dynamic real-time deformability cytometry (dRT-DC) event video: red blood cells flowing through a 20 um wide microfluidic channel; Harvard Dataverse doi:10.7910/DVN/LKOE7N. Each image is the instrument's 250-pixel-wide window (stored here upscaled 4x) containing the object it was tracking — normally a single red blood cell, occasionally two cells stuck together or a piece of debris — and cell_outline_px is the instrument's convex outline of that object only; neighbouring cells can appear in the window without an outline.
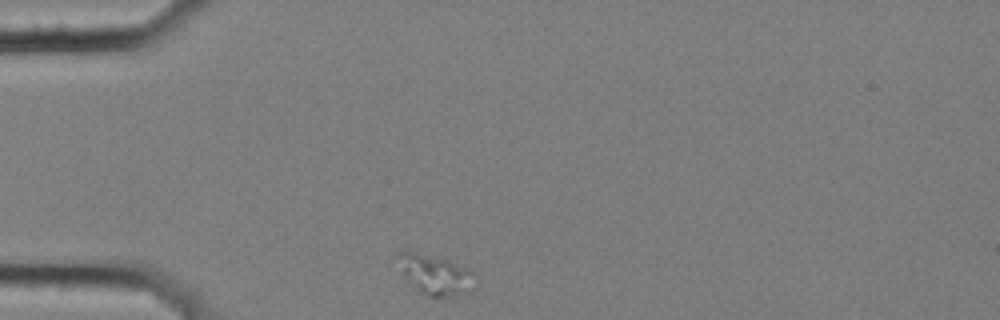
{"species": "common noctule bat (a hibernating species)", "species_latin": "Nyctalus noctula", "temperature_condition": "cold", "stored_images_in_passage": 42, "camera_frame_rate_fps": 3000, "um_per_image_px": 0.085, "animal": {"sex": "female", "body_mass_g": 25.1}, "frame": {"image": 1, "passage_image": 1, "time_ms": 0.0, "image_size_px": [1000, 320], "cell_outline_px": [[476, 288], [468, 292], [452, 296], [432, 296], [420, 292], [404, 276], [392, 256], [400, 252], [412, 252], [444, 260], [468, 268], [472, 272]], "centroid_in_image_um": [36.96, 23.35], "position_along_channel_um": 48.0, "area_um2": 17.51}}
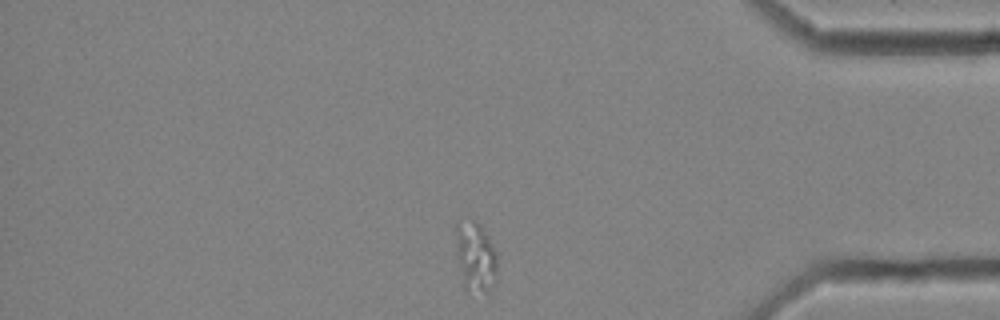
{"frame": {"image": 2, "passage_image": 36, "time_ms": 11.667, "image_size_px": [1000, 320], "cell_outline_px": [[496, 276], [488, 292], [484, 292], [464, 288], [456, 252], [456, 224], [468, 216], [476, 220], [480, 224], [492, 244], [496, 252]], "centroid_in_image_um": [40.39, 21.74], "position_along_channel_um": 394.8, "area_um2": 16.82}}